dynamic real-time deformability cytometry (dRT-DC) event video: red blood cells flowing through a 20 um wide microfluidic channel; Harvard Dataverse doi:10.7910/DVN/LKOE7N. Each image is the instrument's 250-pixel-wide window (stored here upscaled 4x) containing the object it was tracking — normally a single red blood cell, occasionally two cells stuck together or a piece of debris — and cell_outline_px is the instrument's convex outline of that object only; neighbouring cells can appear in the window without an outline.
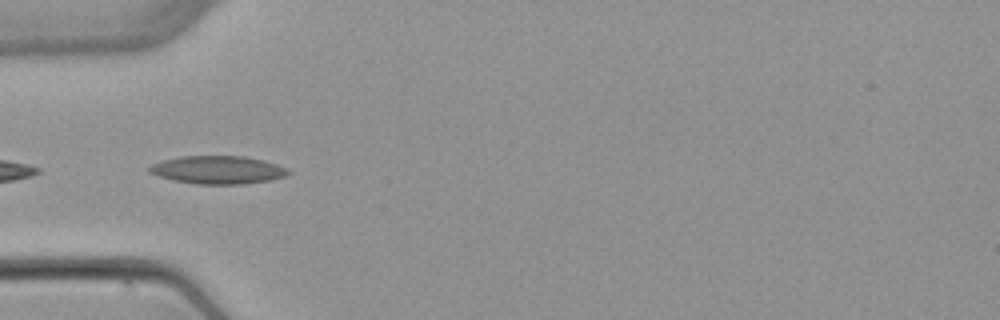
{"species": "common noctule bat (a hibernating species)", "species_latin": "Nyctalus noctula", "temperature_condition": "warm", "stored_images_in_passage": 5, "camera_frame_rate_fps": 3000, "um_per_image_px": 0.085, "animal": {"sex": "female", "body_mass_g": 22.7, "forearm_length_mm": 54.2}, "frame": {"image": 1, "passage_image": 4, "time_ms": 3.667, "image_size_px": [1000, 320], "cell_outline_px": [[292, 172], [284, 176], [268, 180], [244, 184], [196, 184], [172, 180], [148, 172], [148, 168], [152, 164], [164, 160], [180, 156], [244, 156], [264, 160], [288, 168]], "centroid_in_image_um": [18.52, 14.44], "position_along_channel_um": 66.5, "area_um2": 22.66}}
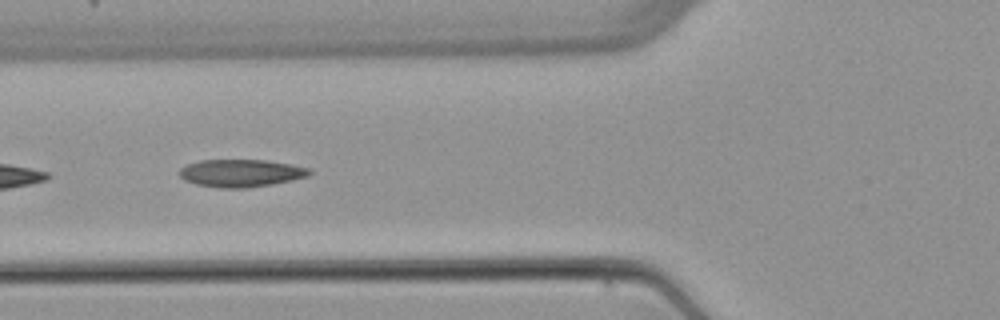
{"frame": {"image": 2, "passage_image": 5, "time_ms": 4.667, "image_size_px": [1000, 320], "cell_outline_px": [[312, 172], [308, 176], [292, 180], [272, 184], [244, 188], [220, 188], [196, 184], [184, 180], [180, 176], [180, 168], [184, 164], [200, 160], [268, 160], [292, 164], [312, 168]], "centroid_in_image_um": [20.49, 14.7], "position_along_channel_um": 105.3, "area_um2": 21.1}}